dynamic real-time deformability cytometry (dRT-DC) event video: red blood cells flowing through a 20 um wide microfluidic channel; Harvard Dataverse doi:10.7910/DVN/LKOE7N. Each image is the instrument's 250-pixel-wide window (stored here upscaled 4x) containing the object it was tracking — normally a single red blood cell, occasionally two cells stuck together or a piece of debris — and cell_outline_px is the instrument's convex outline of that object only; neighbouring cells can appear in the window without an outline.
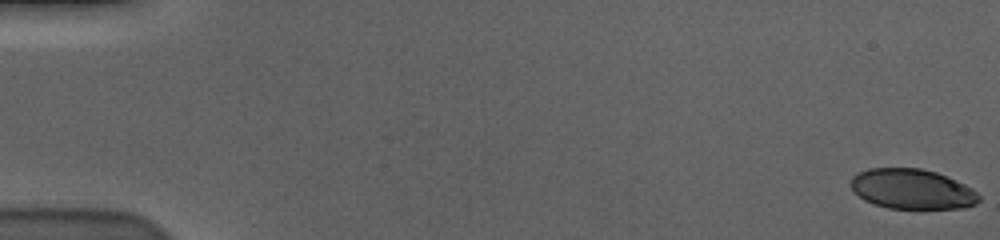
{"species": "human", "species_latin": "Homo sapiens", "temperature_condition": "cold", "stored_images_in_passage": 58, "camera_frame_rate_fps": 3000, "um_per_image_px": 0.085, "donor": {"sex": "male"}, "frame": {"image": 1, "passage_image": 1, "time_ms": 0.0, "image_size_px": [1000, 240], "cell_outline_px": [[980, 200], [976, 204], [964, 208], [888, 208], [872, 204], [864, 200], [848, 184], [852, 176], [856, 172], [868, 168], [920, 168], [936, 172], [956, 180], [972, 188], [980, 196]], "centroid_in_image_um": [77.5, 16.06], "position_along_channel_um": 7.5, "area_um2": 30.06}}
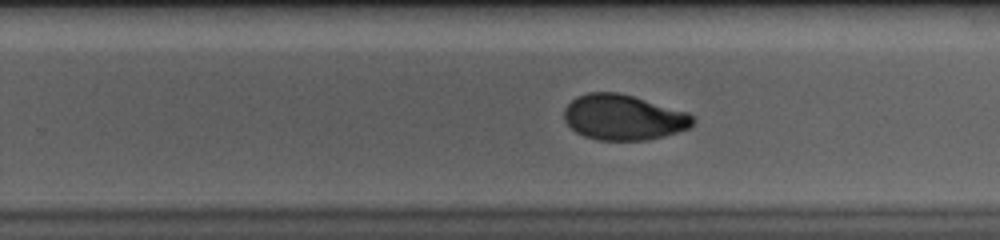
{"frame": {"image": 2, "passage_image": 38, "time_ms": 12.333, "image_size_px": [1000, 240], "cell_outline_px": [[696, 120], [688, 128], [664, 136], [648, 140], [600, 140], [584, 136], [576, 132], [564, 120], [564, 108], [576, 96], [588, 92], [616, 92], [632, 96], [688, 112]], "centroid_in_image_um": [52.97, 9.97], "position_along_channel_um": 276.8, "area_um2": 33.93}}
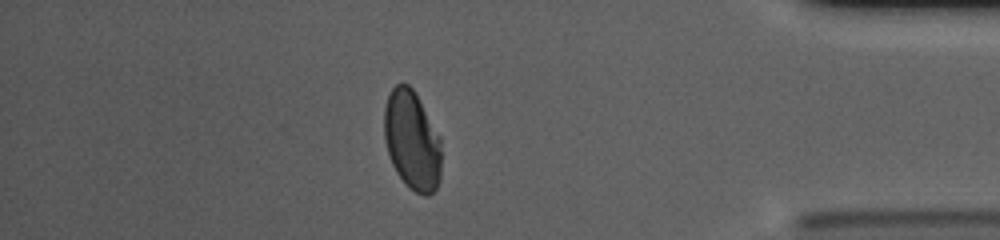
{"frame": {"image": 3, "passage_image": 51, "time_ms": 16.667, "image_size_px": [1000, 240], "cell_outline_px": [[440, 180], [436, 188], [428, 196], [424, 196], [408, 188], [396, 172], [392, 164], [384, 140], [384, 108], [388, 96], [392, 88], [396, 84], [408, 84], [412, 88], [440, 136]], "centroid_in_image_um": [35.01, 11.96], "position_along_channel_um": 400.2, "area_um2": 33.0}, "authors_computed_cell_mechanics": {"area_um2": 33.9575, "velocity_mm_per_s": 3.6071, "shape_relaxation_time_tau1_ms": 6.837, "shape_relaxation_time_tau2_ms": 1.5112, "deformation_change_tau1": 0.1868, "deformation_change_tau2": 0.0469}}